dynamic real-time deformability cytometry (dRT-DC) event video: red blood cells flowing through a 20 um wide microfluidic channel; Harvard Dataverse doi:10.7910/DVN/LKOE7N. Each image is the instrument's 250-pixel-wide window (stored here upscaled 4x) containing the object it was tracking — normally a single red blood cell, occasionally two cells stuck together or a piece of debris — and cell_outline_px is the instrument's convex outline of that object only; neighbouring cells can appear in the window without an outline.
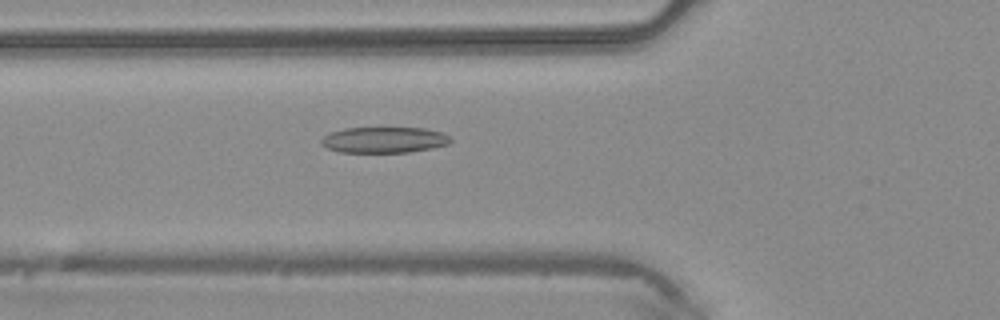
{"species": "common noctule bat (a hibernating species)", "species_latin": "Nyctalus noctula", "temperature_condition": "warm", "stored_images_in_passage": 30, "camera_frame_rate_fps": 3000, "um_per_image_px": 0.085, "animal": {"sex": "male", "body_mass_g": 20.4}, "frame": {"image": 1, "passage_image": 6, "time_ms": 1.667, "image_size_px": [1000, 320], "cell_outline_px": [[452, 140], [448, 144], [432, 148], [408, 152], [340, 152], [328, 148], [320, 140], [324, 136], [332, 132], [344, 128], [424, 128], [440, 132], [448, 136]], "centroid_in_image_um": [32.66, 11.89], "position_along_channel_um": 93.1, "area_um2": 19.25}}
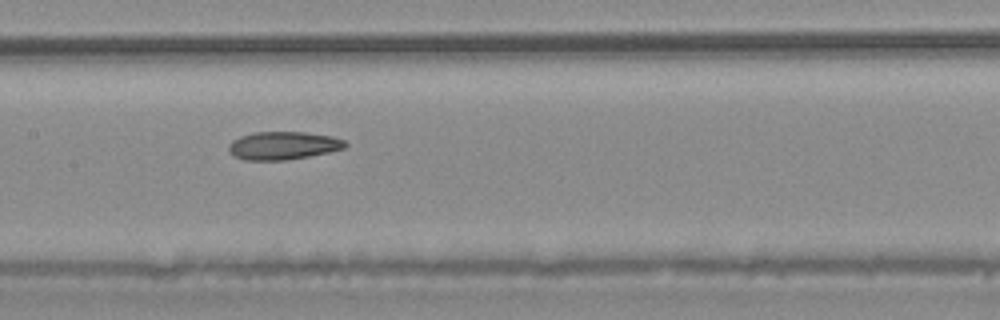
{"frame": {"image": 2, "passage_image": 12, "time_ms": 3.667, "image_size_px": [1000, 320], "cell_outline_px": [[348, 144], [344, 148], [328, 152], [308, 156], [284, 160], [244, 160], [232, 156], [228, 152], [228, 144], [232, 140], [240, 136], [252, 132], [304, 132], [332, 136], [344, 140]], "centroid_in_image_um": [24.01, 12.37], "position_along_channel_um": 183.4, "area_um2": 19.13}}
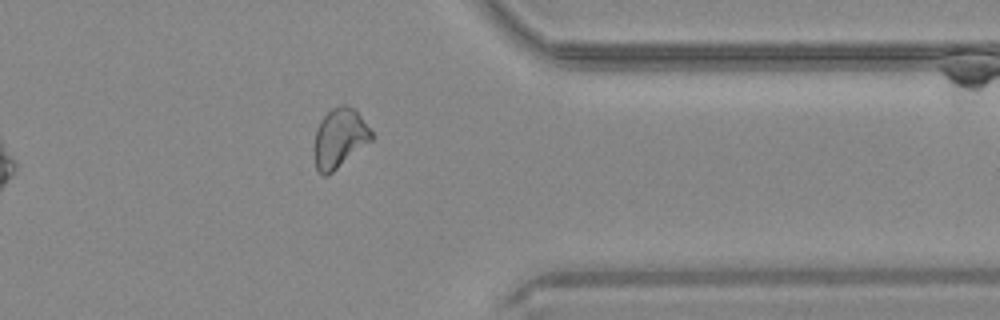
{"frame": {"image": 3, "passage_image": 26, "time_ms": 8.333, "image_size_px": [1000, 320], "cell_outline_px": [[372, 140], [328, 176], [324, 176], [316, 168], [312, 156], [316, 128], [320, 120], [332, 108], [344, 104], [348, 104], [356, 108], [372, 132]], "centroid_in_image_um": [28.84, 11.74], "position_along_channel_um": 382.6, "area_um2": 20.17}}